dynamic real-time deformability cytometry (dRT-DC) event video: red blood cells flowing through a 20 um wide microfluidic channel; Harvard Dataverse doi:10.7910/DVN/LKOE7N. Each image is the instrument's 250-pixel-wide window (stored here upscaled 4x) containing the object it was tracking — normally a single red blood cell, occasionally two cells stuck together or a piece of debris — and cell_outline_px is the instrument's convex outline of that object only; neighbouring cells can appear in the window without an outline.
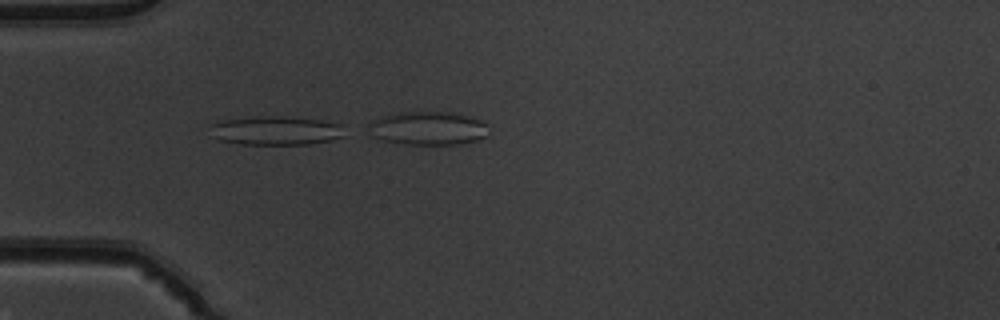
{"species": "common noctule bat (a hibernating species)", "species_latin": "Nyctalus noctula", "temperature_condition": "warm", "stored_images_in_passage": 20, "camera_frame_rate_fps": 3000, "um_per_image_px": 0.085, "animal": {"sex": "male", "body_mass_g": 19.5, "forearm_length_mm": 54.6}, "frame": {"image": 1, "passage_image": 15, "time_ms": 4.667, "image_size_px": [1000, 320], "cell_outline_px": [[344, 136], [332, 140], [308, 144], [240, 144], [220, 140], [208, 136], [212, 124], [220, 120], [252, 116], [284, 116], [320, 120], [340, 124]], "centroid_in_image_um": [23.37, 11.09], "position_along_channel_um": 61.6, "area_um2": 22.83}}